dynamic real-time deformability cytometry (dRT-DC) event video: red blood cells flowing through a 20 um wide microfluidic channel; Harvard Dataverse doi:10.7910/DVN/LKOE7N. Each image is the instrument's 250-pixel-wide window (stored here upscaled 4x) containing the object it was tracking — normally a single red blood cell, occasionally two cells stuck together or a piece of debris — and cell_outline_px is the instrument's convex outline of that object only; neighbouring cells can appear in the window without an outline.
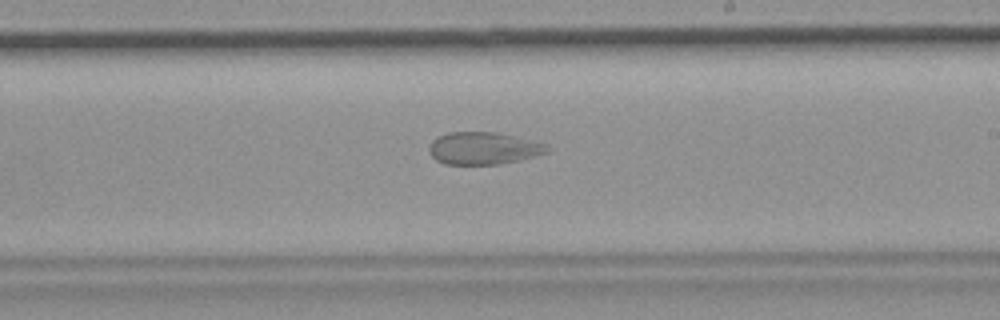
{"species": "common noctule bat (a hibernating species)", "species_latin": "Nyctalus noctula", "temperature_condition": "room temperature", "stored_images_in_passage": 43, "camera_frame_rate_fps": 3000, "um_per_image_px": 0.085, "animal": {"sex": "female", "body_mass_g": 19.9}, "frame": {"image": 1, "passage_image": 21, "time_ms": 6.667, "image_size_px": [1000, 320], "cell_outline_px": [[552, 148], [548, 152], [500, 164], [444, 164], [436, 160], [432, 156], [428, 148], [432, 140], [436, 136], [448, 132], [496, 132], [516, 136], [544, 144]], "centroid_in_image_um": [41.05, 12.59], "position_along_channel_um": 248.0, "area_um2": 22.14}}
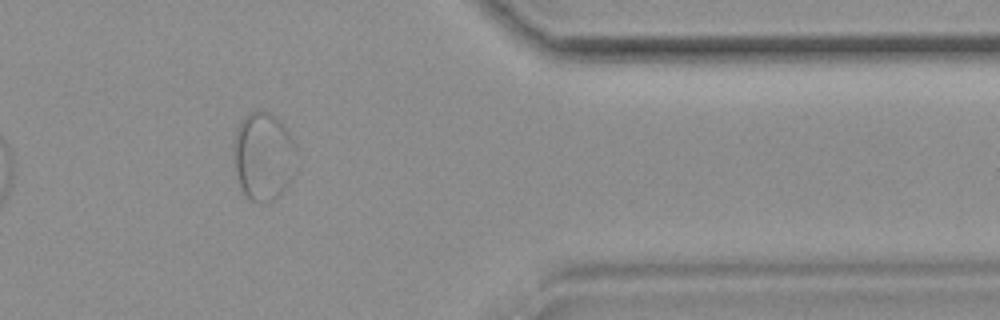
{"frame": {"image": 2, "passage_image": 34, "time_ms": 11.0, "image_size_px": [1000, 320], "cell_outline_px": [[296, 152], [292, 184], [280, 196], [272, 200], [260, 204], [244, 196], [240, 184], [232, 156], [232, 140], [236, 128], [240, 120], [244, 116], [256, 108], [260, 108], [276, 116], [284, 124], [296, 144]], "centroid_in_image_um": [22.39, 13.26], "position_along_channel_um": 389.0, "area_um2": 33.52}}